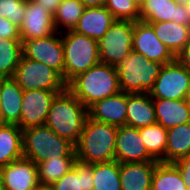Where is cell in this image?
<instances>
[{
    "mask_svg": "<svg viewBox=\"0 0 190 190\" xmlns=\"http://www.w3.org/2000/svg\"><path fill=\"white\" fill-rule=\"evenodd\" d=\"M138 129L149 155L155 161L165 163L167 129L158 123Z\"/></svg>",
    "mask_w": 190,
    "mask_h": 190,
    "instance_id": "83f0119b",
    "label": "cell"
},
{
    "mask_svg": "<svg viewBox=\"0 0 190 190\" xmlns=\"http://www.w3.org/2000/svg\"><path fill=\"white\" fill-rule=\"evenodd\" d=\"M21 56V39L0 37V78L13 77Z\"/></svg>",
    "mask_w": 190,
    "mask_h": 190,
    "instance_id": "f546056e",
    "label": "cell"
},
{
    "mask_svg": "<svg viewBox=\"0 0 190 190\" xmlns=\"http://www.w3.org/2000/svg\"><path fill=\"white\" fill-rule=\"evenodd\" d=\"M185 7H186L187 13H188L189 16H190V0L185 4Z\"/></svg>",
    "mask_w": 190,
    "mask_h": 190,
    "instance_id": "7bdbcfd3",
    "label": "cell"
},
{
    "mask_svg": "<svg viewBox=\"0 0 190 190\" xmlns=\"http://www.w3.org/2000/svg\"><path fill=\"white\" fill-rule=\"evenodd\" d=\"M158 39L176 57L190 42V26H183L173 21L147 22Z\"/></svg>",
    "mask_w": 190,
    "mask_h": 190,
    "instance_id": "603a6c76",
    "label": "cell"
},
{
    "mask_svg": "<svg viewBox=\"0 0 190 190\" xmlns=\"http://www.w3.org/2000/svg\"><path fill=\"white\" fill-rule=\"evenodd\" d=\"M12 79L23 91L44 89L48 91H64L67 84L62 76L53 68L21 56Z\"/></svg>",
    "mask_w": 190,
    "mask_h": 190,
    "instance_id": "52a82bcc",
    "label": "cell"
},
{
    "mask_svg": "<svg viewBox=\"0 0 190 190\" xmlns=\"http://www.w3.org/2000/svg\"><path fill=\"white\" fill-rule=\"evenodd\" d=\"M157 161L120 163L121 190H151Z\"/></svg>",
    "mask_w": 190,
    "mask_h": 190,
    "instance_id": "ffe728a7",
    "label": "cell"
},
{
    "mask_svg": "<svg viewBox=\"0 0 190 190\" xmlns=\"http://www.w3.org/2000/svg\"><path fill=\"white\" fill-rule=\"evenodd\" d=\"M21 42L50 36L57 31L54 16L32 0H26L24 19L19 27Z\"/></svg>",
    "mask_w": 190,
    "mask_h": 190,
    "instance_id": "5bb4252c",
    "label": "cell"
},
{
    "mask_svg": "<svg viewBox=\"0 0 190 190\" xmlns=\"http://www.w3.org/2000/svg\"><path fill=\"white\" fill-rule=\"evenodd\" d=\"M76 161V157H58L38 163L39 183L52 185L69 172Z\"/></svg>",
    "mask_w": 190,
    "mask_h": 190,
    "instance_id": "4dcf8cb0",
    "label": "cell"
},
{
    "mask_svg": "<svg viewBox=\"0 0 190 190\" xmlns=\"http://www.w3.org/2000/svg\"><path fill=\"white\" fill-rule=\"evenodd\" d=\"M26 0H0V17L20 27L25 14Z\"/></svg>",
    "mask_w": 190,
    "mask_h": 190,
    "instance_id": "836d02e7",
    "label": "cell"
},
{
    "mask_svg": "<svg viewBox=\"0 0 190 190\" xmlns=\"http://www.w3.org/2000/svg\"><path fill=\"white\" fill-rule=\"evenodd\" d=\"M23 157L36 165L58 157H76L75 146L46 125L22 130Z\"/></svg>",
    "mask_w": 190,
    "mask_h": 190,
    "instance_id": "277c9868",
    "label": "cell"
},
{
    "mask_svg": "<svg viewBox=\"0 0 190 190\" xmlns=\"http://www.w3.org/2000/svg\"><path fill=\"white\" fill-rule=\"evenodd\" d=\"M0 37L7 39H21L19 27L7 18L0 17Z\"/></svg>",
    "mask_w": 190,
    "mask_h": 190,
    "instance_id": "e575fe53",
    "label": "cell"
},
{
    "mask_svg": "<svg viewBox=\"0 0 190 190\" xmlns=\"http://www.w3.org/2000/svg\"><path fill=\"white\" fill-rule=\"evenodd\" d=\"M67 89L87 109L101 99L121 92L115 66L104 63L77 75L67 84Z\"/></svg>",
    "mask_w": 190,
    "mask_h": 190,
    "instance_id": "6da1fadb",
    "label": "cell"
},
{
    "mask_svg": "<svg viewBox=\"0 0 190 190\" xmlns=\"http://www.w3.org/2000/svg\"><path fill=\"white\" fill-rule=\"evenodd\" d=\"M190 155V122L167 129L165 163Z\"/></svg>",
    "mask_w": 190,
    "mask_h": 190,
    "instance_id": "484cf974",
    "label": "cell"
},
{
    "mask_svg": "<svg viewBox=\"0 0 190 190\" xmlns=\"http://www.w3.org/2000/svg\"><path fill=\"white\" fill-rule=\"evenodd\" d=\"M115 153L119 163L155 161L149 155L139 129L127 125L117 127Z\"/></svg>",
    "mask_w": 190,
    "mask_h": 190,
    "instance_id": "9a60e30c",
    "label": "cell"
},
{
    "mask_svg": "<svg viewBox=\"0 0 190 190\" xmlns=\"http://www.w3.org/2000/svg\"><path fill=\"white\" fill-rule=\"evenodd\" d=\"M134 2V4L136 5V7L141 10L142 7L144 6L146 0H132Z\"/></svg>",
    "mask_w": 190,
    "mask_h": 190,
    "instance_id": "60d3db41",
    "label": "cell"
},
{
    "mask_svg": "<svg viewBox=\"0 0 190 190\" xmlns=\"http://www.w3.org/2000/svg\"><path fill=\"white\" fill-rule=\"evenodd\" d=\"M35 190H54L52 185L39 183Z\"/></svg>",
    "mask_w": 190,
    "mask_h": 190,
    "instance_id": "ab89813d",
    "label": "cell"
},
{
    "mask_svg": "<svg viewBox=\"0 0 190 190\" xmlns=\"http://www.w3.org/2000/svg\"><path fill=\"white\" fill-rule=\"evenodd\" d=\"M93 190H121L120 163L117 160L92 164Z\"/></svg>",
    "mask_w": 190,
    "mask_h": 190,
    "instance_id": "f1b7e54d",
    "label": "cell"
},
{
    "mask_svg": "<svg viewBox=\"0 0 190 190\" xmlns=\"http://www.w3.org/2000/svg\"><path fill=\"white\" fill-rule=\"evenodd\" d=\"M105 7L116 20L132 22L140 20V10L132 0H106Z\"/></svg>",
    "mask_w": 190,
    "mask_h": 190,
    "instance_id": "d6a6232c",
    "label": "cell"
},
{
    "mask_svg": "<svg viewBox=\"0 0 190 190\" xmlns=\"http://www.w3.org/2000/svg\"><path fill=\"white\" fill-rule=\"evenodd\" d=\"M23 157L22 129L16 124L0 125V168Z\"/></svg>",
    "mask_w": 190,
    "mask_h": 190,
    "instance_id": "cb8c5ba5",
    "label": "cell"
},
{
    "mask_svg": "<svg viewBox=\"0 0 190 190\" xmlns=\"http://www.w3.org/2000/svg\"><path fill=\"white\" fill-rule=\"evenodd\" d=\"M155 108L148 93L127 94L126 125L134 128L156 124Z\"/></svg>",
    "mask_w": 190,
    "mask_h": 190,
    "instance_id": "44dd1931",
    "label": "cell"
},
{
    "mask_svg": "<svg viewBox=\"0 0 190 190\" xmlns=\"http://www.w3.org/2000/svg\"><path fill=\"white\" fill-rule=\"evenodd\" d=\"M117 126L87 117L80 138L75 145L78 161L97 164L116 160Z\"/></svg>",
    "mask_w": 190,
    "mask_h": 190,
    "instance_id": "7a4b0ae2",
    "label": "cell"
},
{
    "mask_svg": "<svg viewBox=\"0 0 190 190\" xmlns=\"http://www.w3.org/2000/svg\"><path fill=\"white\" fill-rule=\"evenodd\" d=\"M58 32L22 43V55L56 70L64 80V47Z\"/></svg>",
    "mask_w": 190,
    "mask_h": 190,
    "instance_id": "30bf717a",
    "label": "cell"
},
{
    "mask_svg": "<svg viewBox=\"0 0 190 190\" xmlns=\"http://www.w3.org/2000/svg\"><path fill=\"white\" fill-rule=\"evenodd\" d=\"M151 190H188L173 163L157 162L152 175Z\"/></svg>",
    "mask_w": 190,
    "mask_h": 190,
    "instance_id": "4316f807",
    "label": "cell"
},
{
    "mask_svg": "<svg viewBox=\"0 0 190 190\" xmlns=\"http://www.w3.org/2000/svg\"><path fill=\"white\" fill-rule=\"evenodd\" d=\"M22 88L12 78H0V102L3 123L18 124L20 122Z\"/></svg>",
    "mask_w": 190,
    "mask_h": 190,
    "instance_id": "7402d4cb",
    "label": "cell"
},
{
    "mask_svg": "<svg viewBox=\"0 0 190 190\" xmlns=\"http://www.w3.org/2000/svg\"><path fill=\"white\" fill-rule=\"evenodd\" d=\"M85 6L80 0H62L54 14L55 30L59 33V28L74 30L80 17L82 16Z\"/></svg>",
    "mask_w": 190,
    "mask_h": 190,
    "instance_id": "1f68e13d",
    "label": "cell"
},
{
    "mask_svg": "<svg viewBox=\"0 0 190 190\" xmlns=\"http://www.w3.org/2000/svg\"><path fill=\"white\" fill-rule=\"evenodd\" d=\"M187 100H188V103L190 104V92L188 94Z\"/></svg>",
    "mask_w": 190,
    "mask_h": 190,
    "instance_id": "f6af8a7d",
    "label": "cell"
},
{
    "mask_svg": "<svg viewBox=\"0 0 190 190\" xmlns=\"http://www.w3.org/2000/svg\"><path fill=\"white\" fill-rule=\"evenodd\" d=\"M85 7L105 6L106 0H80Z\"/></svg>",
    "mask_w": 190,
    "mask_h": 190,
    "instance_id": "f35d334b",
    "label": "cell"
},
{
    "mask_svg": "<svg viewBox=\"0 0 190 190\" xmlns=\"http://www.w3.org/2000/svg\"><path fill=\"white\" fill-rule=\"evenodd\" d=\"M190 92V72L176 59L164 64L148 93L152 99H187Z\"/></svg>",
    "mask_w": 190,
    "mask_h": 190,
    "instance_id": "9c48e42d",
    "label": "cell"
},
{
    "mask_svg": "<svg viewBox=\"0 0 190 190\" xmlns=\"http://www.w3.org/2000/svg\"><path fill=\"white\" fill-rule=\"evenodd\" d=\"M132 51L163 65L176 59L171 51L155 35L153 27L141 20L133 22Z\"/></svg>",
    "mask_w": 190,
    "mask_h": 190,
    "instance_id": "7c38bea8",
    "label": "cell"
},
{
    "mask_svg": "<svg viewBox=\"0 0 190 190\" xmlns=\"http://www.w3.org/2000/svg\"><path fill=\"white\" fill-rule=\"evenodd\" d=\"M0 180L4 190H35L39 184L37 165L21 157L0 168Z\"/></svg>",
    "mask_w": 190,
    "mask_h": 190,
    "instance_id": "4fadbf2b",
    "label": "cell"
},
{
    "mask_svg": "<svg viewBox=\"0 0 190 190\" xmlns=\"http://www.w3.org/2000/svg\"><path fill=\"white\" fill-rule=\"evenodd\" d=\"M177 4L185 5L189 0H174Z\"/></svg>",
    "mask_w": 190,
    "mask_h": 190,
    "instance_id": "b9f144b4",
    "label": "cell"
},
{
    "mask_svg": "<svg viewBox=\"0 0 190 190\" xmlns=\"http://www.w3.org/2000/svg\"><path fill=\"white\" fill-rule=\"evenodd\" d=\"M54 190H93L92 164L76 161L73 168L52 184Z\"/></svg>",
    "mask_w": 190,
    "mask_h": 190,
    "instance_id": "d4e9b609",
    "label": "cell"
},
{
    "mask_svg": "<svg viewBox=\"0 0 190 190\" xmlns=\"http://www.w3.org/2000/svg\"><path fill=\"white\" fill-rule=\"evenodd\" d=\"M87 117L88 109L66 88L54 98L45 125L75 146Z\"/></svg>",
    "mask_w": 190,
    "mask_h": 190,
    "instance_id": "3957f363",
    "label": "cell"
},
{
    "mask_svg": "<svg viewBox=\"0 0 190 190\" xmlns=\"http://www.w3.org/2000/svg\"><path fill=\"white\" fill-rule=\"evenodd\" d=\"M51 13L53 16L62 0H32Z\"/></svg>",
    "mask_w": 190,
    "mask_h": 190,
    "instance_id": "74e56055",
    "label": "cell"
},
{
    "mask_svg": "<svg viewBox=\"0 0 190 190\" xmlns=\"http://www.w3.org/2000/svg\"><path fill=\"white\" fill-rule=\"evenodd\" d=\"M88 117L117 127L126 125L127 93L121 91L92 104L88 108Z\"/></svg>",
    "mask_w": 190,
    "mask_h": 190,
    "instance_id": "e0dca14e",
    "label": "cell"
},
{
    "mask_svg": "<svg viewBox=\"0 0 190 190\" xmlns=\"http://www.w3.org/2000/svg\"><path fill=\"white\" fill-rule=\"evenodd\" d=\"M60 31L65 55L64 82L68 84L77 75L100 63L98 41L73 30Z\"/></svg>",
    "mask_w": 190,
    "mask_h": 190,
    "instance_id": "8992f818",
    "label": "cell"
},
{
    "mask_svg": "<svg viewBox=\"0 0 190 190\" xmlns=\"http://www.w3.org/2000/svg\"><path fill=\"white\" fill-rule=\"evenodd\" d=\"M0 190H4V188L2 187L1 180H0Z\"/></svg>",
    "mask_w": 190,
    "mask_h": 190,
    "instance_id": "bcb514c9",
    "label": "cell"
},
{
    "mask_svg": "<svg viewBox=\"0 0 190 190\" xmlns=\"http://www.w3.org/2000/svg\"><path fill=\"white\" fill-rule=\"evenodd\" d=\"M158 124L169 129L190 122V104L187 99H152Z\"/></svg>",
    "mask_w": 190,
    "mask_h": 190,
    "instance_id": "d6986e66",
    "label": "cell"
},
{
    "mask_svg": "<svg viewBox=\"0 0 190 190\" xmlns=\"http://www.w3.org/2000/svg\"><path fill=\"white\" fill-rule=\"evenodd\" d=\"M62 91H48L44 89L23 92L20 122L17 124L22 130L45 125L47 115L56 95Z\"/></svg>",
    "mask_w": 190,
    "mask_h": 190,
    "instance_id": "8fae6325",
    "label": "cell"
},
{
    "mask_svg": "<svg viewBox=\"0 0 190 190\" xmlns=\"http://www.w3.org/2000/svg\"><path fill=\"white\" fill-rule=\"evenodd\" d=\"M162 66L163 64L132 51L115 66L120 90L127 94L149 93Z\"/></svg>",
    "mask_w": 190,
    "mask_h": 190,
    "instance_id": "5b68a950",
    "label": "cell"
},
{
    "mask_svg": "<svg viewBox=\"0 0 190 190\" xmlns=\"http://www.w3.org/2000/svg\"><path fill=\"white\" fill-rule=\"evenodd\" d=\"M173 164L178 168L181 178L183 179L186 187L190 190V155L181 157Z\"/></svg>",
    "mask_w": 190,
    "mask_h": 190,
    "instance_id": "d590c367",
    "label": "cell"
},
{
    "mask_svg": "<svg viewBox=\"0 0 190 190\" xmlns=\"http://www.w3.org/2000/svg\"><path fill=\"white\" fill-rule=\"evenodd\" d=\"M115 20L105 6L86 7L73 31L99 41Z\"/></svg>",
    "mask_w": 190,
    "mask_h": 190,
    "instance_id": "ac0fdd59",
    "label": "cell"
},
{
    "mask_svg": "<svg viewBox=\"0 0 190 190\" xmlns=\"http://www.w3.org/2000/svg\"><path fill=\"white\" fill-rule=\"evenodd\" d=\"M176 60L190 72V42L176 56Z\"/></svg>",
    "mask_w": 190,
    "mask_h": 190,
    "instance_id": "8d00e7d4",
    "label": "cell"
},
{
    "mask_svg": "<svg viewBox=\"0 0 190 190\" xmlns=\"http://www.w3.org/2000/svg\"><path fill=\"white\" fill-rule=\"evenodd\" d=\"M133 22L115 20L98 41L100 63L116 66L132 52Z\"/></svg>",
    "mask_w": 190,
    "mask_h": 190,
    "instance_id": "ba28073f",
    "label": "cell"
},
{
    "mask_svg": "<svg viewBox=\"0 0 190 190\" xmlns=\"http://www.w3.org/2000/svg\"><path fill=\"white\" fill-rule=\"evenodd\" d=\"M140 20L144 22L173 21L183 26H190V16L185 5L174 0H146L140 10Z\"/></svg>",
    "mask_w": 190,
    "mask_h": 190,
    "instance_id": "2e32d148",
    "label": "cell"
},
{
    "mask_svg": "<svg viewBox=\"0 0 190 190\" xmlns=\"http://www.w3.org/2000/svg\"><path fill=\"white\" fill-rule=\"evenodd\" d=\"M3 124L2 115H1V102H0V125Z\"/></svg>",
    "mask_w": 190,
    "mask_h": 190,
    "instance_id": "ee69618b",
    "label": "cell"
}]
</instances>
